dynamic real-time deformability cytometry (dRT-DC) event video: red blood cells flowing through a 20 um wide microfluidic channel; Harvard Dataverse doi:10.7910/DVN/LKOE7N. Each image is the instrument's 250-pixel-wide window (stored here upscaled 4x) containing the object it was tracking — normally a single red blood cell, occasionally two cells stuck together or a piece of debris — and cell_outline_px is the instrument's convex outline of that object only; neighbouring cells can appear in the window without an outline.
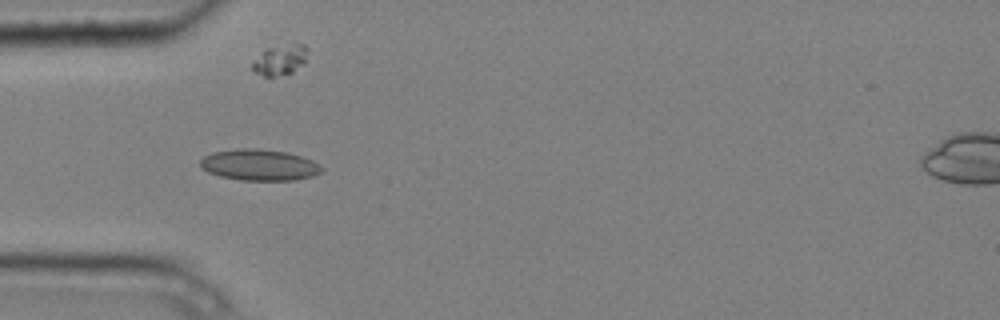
{"species": "common noctule bat (a hibernating species)", "species_latin": "Nyctalus noctula", "temperature_condition": "cold", "stored_images_in_passage": 5, "camera_frame_rate_fps": 3000, "um_per_image_px": 0.085, "animal": {"sex": "male", "body_mass_g": 20.4}, "frame": {"image": 1, "passage_image": 5, "time_ms": 1.333, "image_size_px": [1000, 320], "cell_outline_px": [[324, 172], [312, 176], [296, 180], [240, 180], [220, 176], [208, 172], [200, 168], [200, 160], [204, 156], [212, 152], [236, 148], [256, 148], [288, 152], [304, 156], [320, 164], [324, 168]], "centroid_in_image_um": [22.07, 14.01], "position_along_channel_um": 62.9, "area_um2": 22.48}}